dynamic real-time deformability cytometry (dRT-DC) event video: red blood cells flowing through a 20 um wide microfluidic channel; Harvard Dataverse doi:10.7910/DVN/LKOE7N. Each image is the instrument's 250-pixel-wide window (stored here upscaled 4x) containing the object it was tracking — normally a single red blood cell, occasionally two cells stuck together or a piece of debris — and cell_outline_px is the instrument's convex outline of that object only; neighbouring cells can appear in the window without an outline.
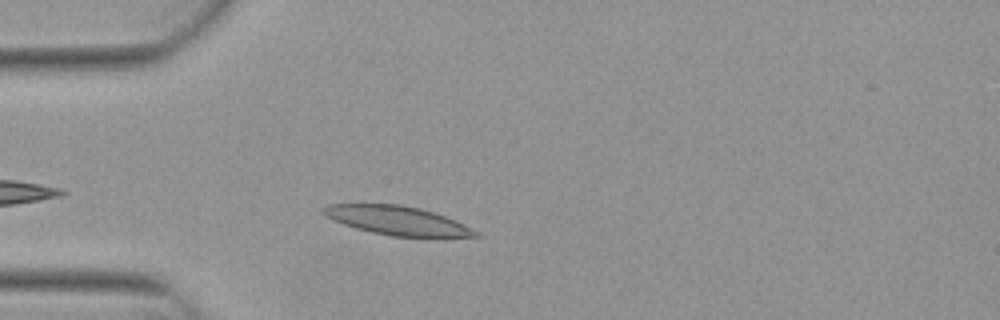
{"species": "Egyptian fruit bat (a non-hibernating species)", "species_latin": "Rousettus aegyptiacus", "temperature_condition": "warm", "stored_images_in_passage": 40, "camera_frame_rate_fps": 3000, "um_per_image_px": 0.085, "animal": {"sex": "female"}, "frame": {"image": 1, "passage_image": 4, "time_ms": 1.0, "image_size_px": [1000, 320], "cell_outline_px": [[480, 236], [444, 240], [432, 240], [392, 236], [372, 232], [356, 228], [332, 220], [324, 216], [320, 212], [320, 208], [328, 204], [400, 204], [420, 208], [456, 220], [480, 232]], "centroid_in_image_um": [33.88, 18.8], "position_along_channel_um": 51.1, "area_um2": 26.88}}
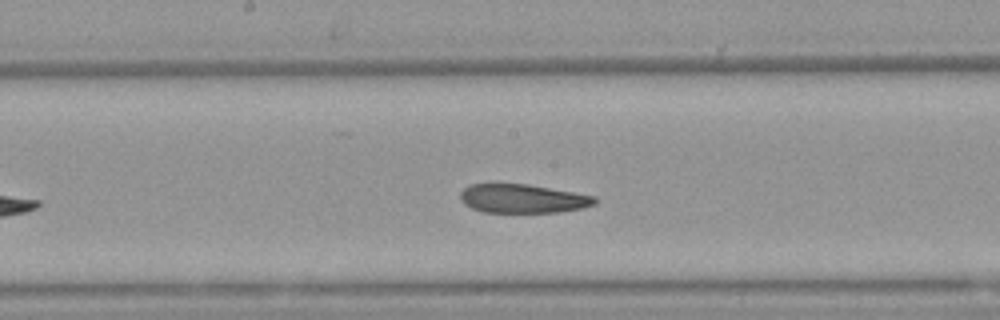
{"frame": {"image": 2, "passage_image": 17, "time_ms": 5.333, "image_size_px": [1000, 320], "cell_outline_px": [[596, 204], [584, 208], [560, 212], [484, 212], [472, 208], [464, 204], [460, 200], [460, 192], [468, 184], [528, 184], [596, 196]], "centroid_in_image_um": [44.43, 16.88], "position_along_channel_um": 203.8, "area_um2": 22.66}}
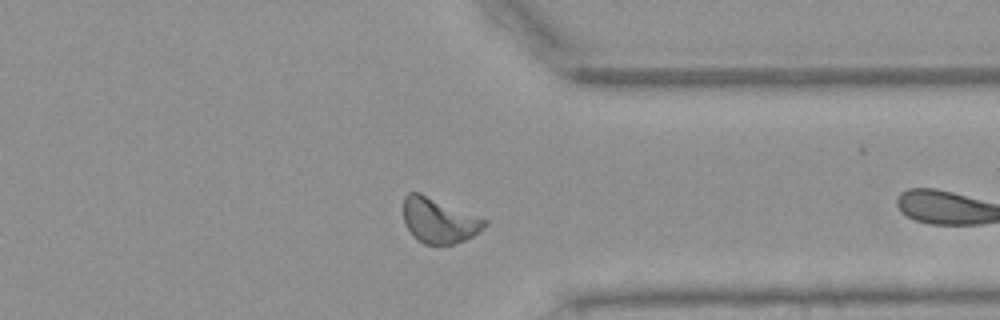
{"frame": {"image": 3, "passage_image": 27, "time_ms": 8.667, "image_size_px": [1000, 320], "cell_outline_px": [[488, 224], [484, 228], [472, 236], [464, 240], [452, 244], [424, 244], [412, 236], [404, 224], [404, 196], [408, 192], [420, 192], [488, 220]], "centroid_in_image_um": [37.3, 18.73], "position_along_channel_um": 374.1, "area_um2": 21.39}, "authors_computed_cell_mechanics": {"area_um2": 23.8425, "velocity_mm_per_s": 3.7858, "shape_relaxation_time_tau1_ms": 5.4618, "shape_relaxation_time_tau2_ms": null, "deformation_change_tau1": 0.1494, "deformation_change_tau2": null}}